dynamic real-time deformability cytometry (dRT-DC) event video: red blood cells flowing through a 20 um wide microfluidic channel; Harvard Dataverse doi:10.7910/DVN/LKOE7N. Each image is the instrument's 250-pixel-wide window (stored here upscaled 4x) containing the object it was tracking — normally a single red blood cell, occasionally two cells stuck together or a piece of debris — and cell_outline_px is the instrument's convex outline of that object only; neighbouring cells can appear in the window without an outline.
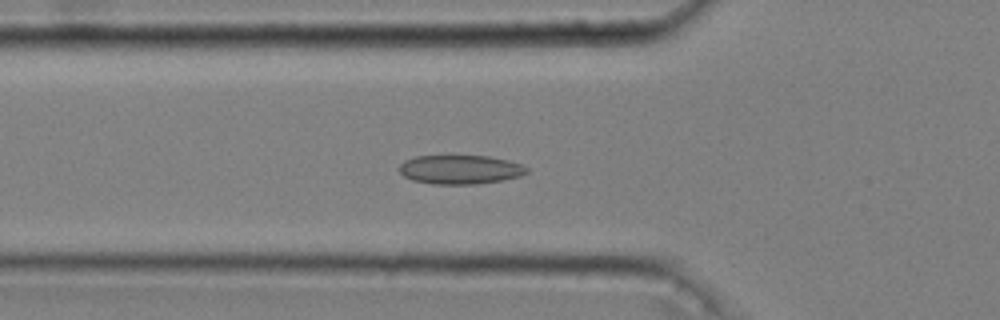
{"species": "common noctule bat (a hibernating species)", "species_latin": "Nyctalus noctula", "temperature_condition": "cold", "stored_images_in_passage": 52, "camera_frame_rate_fps": 3000, "um_per_image_px": 0.085, "animal": {"sex": "male", "body_mass_g": 20.4}, "frame": {"image": 1, "passage_image": 18, "time_ms": 5.667, "image_size_px": [1000, 320], "cell_outline_px": [[528, 172], [520, 176], [504, 180], [476, 184], [432, 184], [412, 180], [404, 176], [400, 172], [400, 164], [404, 160], [416, 156], [488, 156], [508, 160], [520, 164], [528, 168]], "centroid_in_image_um": [39.12, 14.41], "position_along_channel_um": 86.7, "area_um2": 21.56}}
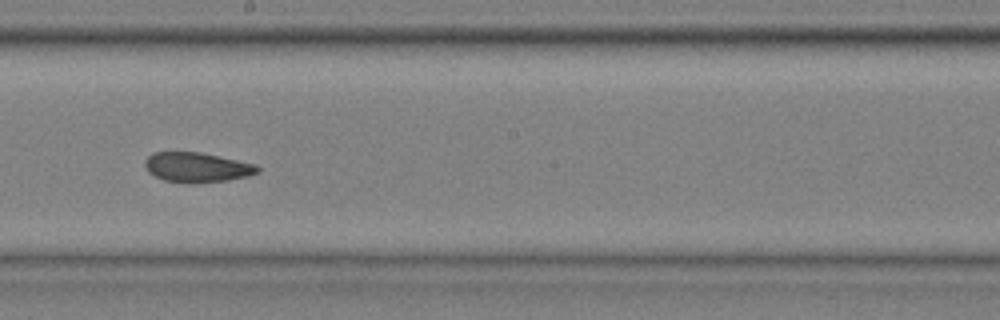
{"frame": {"image": 2, "passage_image": 30, "time_ms": 9.667, "image_size_px": [1000, 320], "cell_outline_px": [[260, 172], [248, 176], [228, 180], [188, 184], [164, 180], [148, 172], [144, 164], [144, 160], [152, 152], [200, 152], [256, 164], [260, 168]], "centroid_in_image_um": [16.74, 14.22], "position_along_channel_um": 231.5, "area_um2": 19.71}}
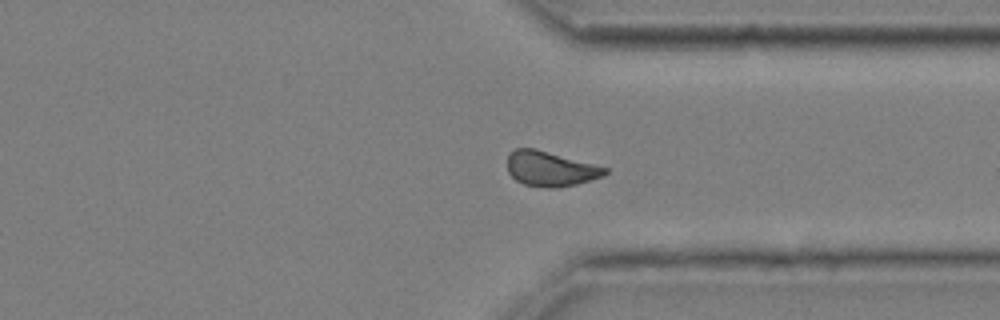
{"frame": {"image": 3, "passage_image": 41, "time_ms": 13.333, "image_size_px": [1000, 320], "cell_outline_px": [[608, 172], [604, 176], [576, 184], [556, 188], [548, 188], [524, 184], [516, 180], [508, 172], [508, 156], [516, 148], [536, 148], [608, 168]], "centroid_in_image_um": [46.79, 14.35], "position_along_channel_um": 364.6, "area_um2": 19.77}, "authors_computed_cell_mechanics": {"area_um2": 20.4901, "velocity_mm_per_s": 3.6177, "shape_relaxation_time_tau1_ms": null, "shape_relaxation_time_tau2_ms": 2.3558, "deformation_change_tau1": null, "deformation_change_tau2": 0.0824}}